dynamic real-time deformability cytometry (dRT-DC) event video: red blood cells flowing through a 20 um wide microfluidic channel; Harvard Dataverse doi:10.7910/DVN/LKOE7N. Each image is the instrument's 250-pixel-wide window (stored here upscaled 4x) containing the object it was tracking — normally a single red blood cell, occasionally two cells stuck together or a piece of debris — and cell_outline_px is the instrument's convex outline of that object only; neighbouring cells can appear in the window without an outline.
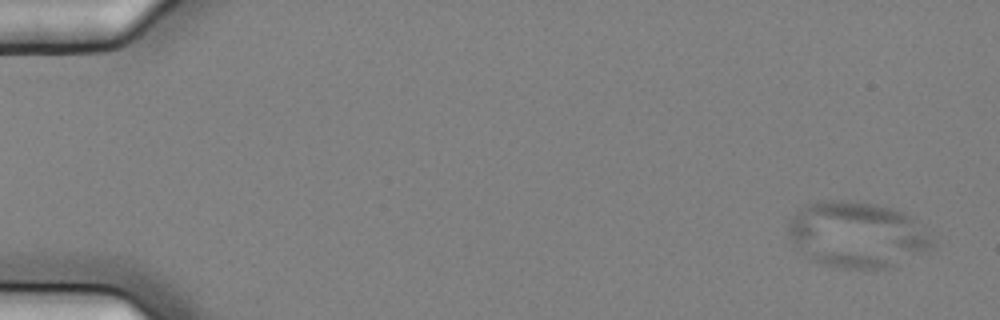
{"species": "common noctule bat (a hibernating species)", "species_latin": "Nyctalus noctula", "temperature_condition": "cold", "stored_images_in_passage": 5, "camera_frame_rate_fps": 3000, "um_per_image_px": 0.085, "animal": {"sex": "female", "body_mass_g": 25.1}, "frame": {"image": 1, "passage_image": 1, "time_ms": 0.0, "image_size_px": [1000, 320], "cell_outline_px": [[936, 248], [896, 268], [840, 268], [808, 260], [788, 236], [788, 220], [804, 204], [824, 200], [852, 200], [872, 204], [888, 208], [912, 216], [932, 240]], "centroid_in_image_um": [72.86, 19.97], "position_along_channel_um": 12.1, "area_um2": 55.95}}